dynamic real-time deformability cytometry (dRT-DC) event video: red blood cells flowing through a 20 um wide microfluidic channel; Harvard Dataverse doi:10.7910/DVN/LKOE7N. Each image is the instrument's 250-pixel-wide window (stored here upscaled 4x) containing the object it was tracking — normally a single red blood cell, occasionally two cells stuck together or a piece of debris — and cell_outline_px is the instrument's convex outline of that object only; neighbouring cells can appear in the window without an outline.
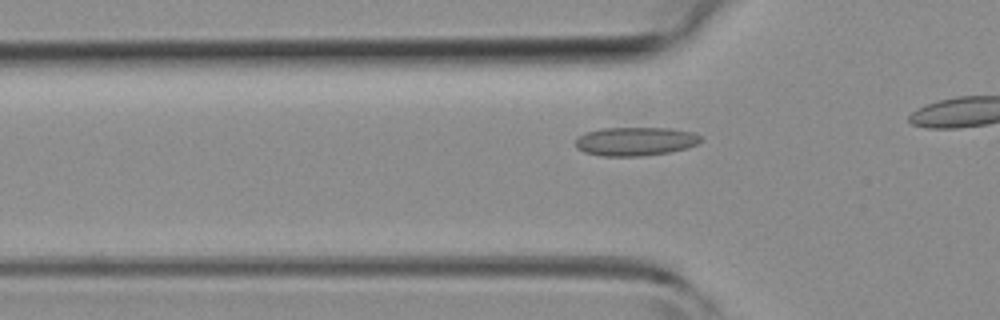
{"species": "common noctule bat (a hibernating species)", "species_latin": "Nyctalus noctula", "temperature_condition": "room temperature", "stored_images_in_passage": 33, "camera_frame_rate_fps": 3000, "um_per_image_px": 0.085, "animal": {"sex": "female", "body_mass_g": 19.3, "forearm_length_mm": 54.1}, "frame": {"image": 1, "passage_image": 11, "time_ms": 3.333, "image_size_px": [1000, 320], "cell_outline_px": [[704, 140], [696, 144], [684, 148], [668, 152], [644, 156], [600, 156], [584, 152], [576, 148], [576, 140], [584, 132], [600, 128], [668, 128], [692, 132], [700, 136]], "centroid_in_image_um": [53.97, 12.01], "position_along_channel_um": 71.8, "area_um2": 20.92}}
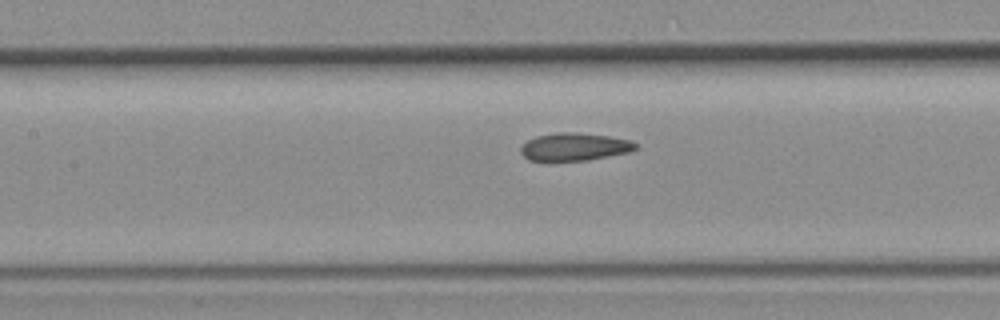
{"frame": {"image": 2, "passage_image": 17, "time_ms": 5.333, "image_size_px": [1000, 320], "cell_outline_px": [[636, 148], [628, 152], [588, 160], [528, 160], [520, 152], [520, 148], [528, 140], [536, 136], [556, 132], [572, 132], [608, 136], [632, 140], [636, 144]], "centroid_in_image_um": [48.82, 12.47], "position_along_channel_um": 158.6, "area_um2": 18.32}}
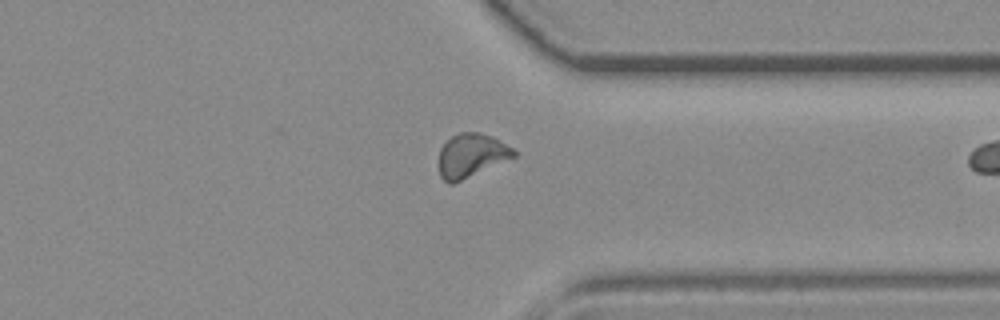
{"frame": {"image": 3, "passage_image": 32, "time_ms": 10.333, "image_size_px": [1000, 320], "cell_outline_px": [[516, 156], [452, 184], [448, 184], [440, 176], [440, 148], [452, 136], [460, 132], [480, 132], [492, 136], [512, 148], [516, 152]], "centroid_in_image_um": [40.06, 13.2], "position_along_channel_um": 371.3, "area_um2": 18.73}}